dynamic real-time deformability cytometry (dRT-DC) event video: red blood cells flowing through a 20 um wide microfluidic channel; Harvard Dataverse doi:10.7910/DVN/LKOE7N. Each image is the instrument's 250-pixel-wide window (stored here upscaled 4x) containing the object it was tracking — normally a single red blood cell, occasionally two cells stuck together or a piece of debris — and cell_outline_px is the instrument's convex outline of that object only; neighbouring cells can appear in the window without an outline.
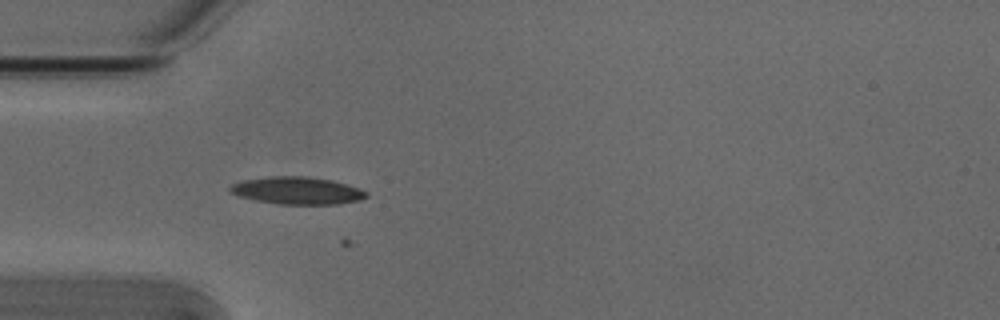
{"species": "Egyptian fruit bat (a non-hibernating species)", "species_latin": "Rousettus aegyptiacus", "temperature_condition": "cold", "stored_images_in_passage": 20, "camera_frame_rate_fps": 3000, "um_per_image_px": 0.085, "animal": {"sex": "male"}, "frame": {"image": 1, "passage_image": 9, "time_ms": 2.667, "image_size_px": [1000, 320], "cell_outline_px": [[368, 196], [360, 200], [336, 204], [280, 204], [256, 200], [240, 196], [232, 192], [228, 188], [232, 184], [240, 180], [268, 176], [308, 176], [332, 180], [368, 192]], "centroid_in_image_um": [25.24, 16.19], "position_along_channel_um": 59.8, "area_um2": 21.62}}
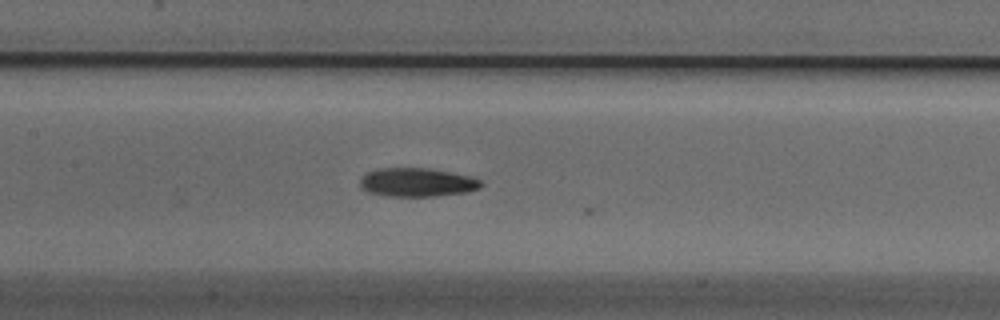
{"frame": {"image": 2, "passage_image": 18, "time_ms": 5.667, "image_size_px": [1000, 320], "cell_outline_px": [[484, 184], [480, 188], [468, 192], [436, 196], [384, 196], [368, 192], [360, 188], [360, 180], [368, 172], [380, 168], [428, 168], [472, 176], [480, 180]], "centroid_in_image_um": [35.48, 15.5], "position_along_channel_um": 171.9, "area_um2": 20.35}}